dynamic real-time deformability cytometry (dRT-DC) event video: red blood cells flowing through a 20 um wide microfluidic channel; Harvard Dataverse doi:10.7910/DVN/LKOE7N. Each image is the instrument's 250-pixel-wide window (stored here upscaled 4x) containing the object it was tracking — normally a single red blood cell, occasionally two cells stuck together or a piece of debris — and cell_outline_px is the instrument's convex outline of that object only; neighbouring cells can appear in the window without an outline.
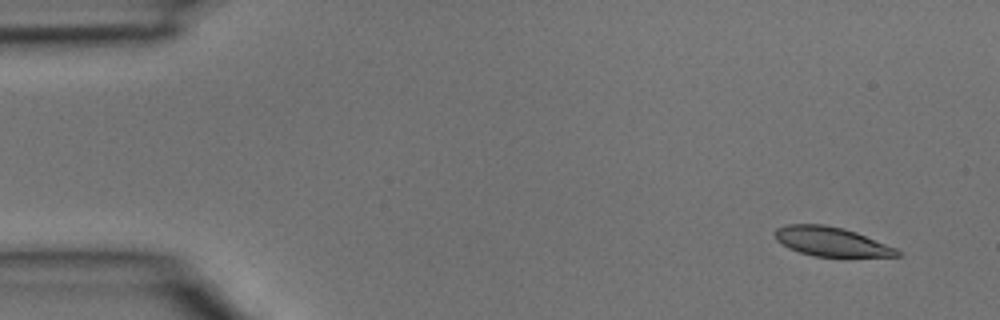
{"species": "common noctule bat (a hibernating species)", "species_latin": "Nyctalus noctula", "temperature_condition": "room temperature", "stored_images_in_passage": 3, "camera_frame_rate_fps": 3000, "um_per_image_px": 0.085, "animal": {"sex": "male", "body_mass_g": 15.6}, "frame": {"image": 1, "passage_image": 1, "time_ms": 0.0, "image_size_px": [1000, 320], "cell_outline_px": [[904, 252], [900, 256], [816, 256], [800, 252], [788, 248], [776, 240], [776, 228], [788, 224], [824, 224], [844, 228], [856, 232], [896, 248]], "centroid_in_image_um": [70.67, 20.53], "position_along_channel_um": 14.3, "area_um2": 20.63}}